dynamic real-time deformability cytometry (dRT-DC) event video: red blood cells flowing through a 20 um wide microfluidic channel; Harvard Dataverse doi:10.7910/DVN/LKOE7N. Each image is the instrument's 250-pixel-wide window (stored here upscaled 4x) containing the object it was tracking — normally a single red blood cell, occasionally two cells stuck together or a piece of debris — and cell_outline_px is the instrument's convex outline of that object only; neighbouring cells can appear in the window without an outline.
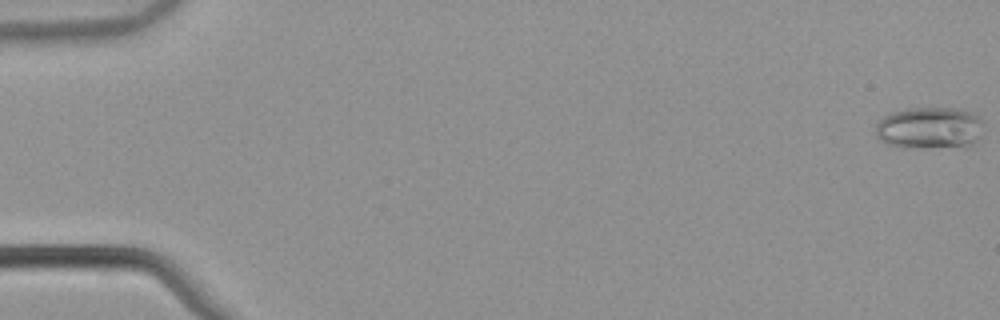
{"species": "common noctule bat (a hibernating species)", "species_latin": "Nyctalus noctula", "temperature_condition": "warm", "stored_images_in_passage": 54, "camera_frame_rate_fps": 3000, "um_per_image_px": 0.085, "animal": {"sex": "male", "body_mass_g": 21.5, "forearm_length_mm": 52.0}, "frame": {"image": 1, "passage_image": 1, "time_ms": 0.0, "image_size_px": [1000, 320], "cell_outline_px": [[984, 124], [980, 136], [972, 144], [964, 148], [904, 148], [884, 144], [876, 136], [876, 124], [884, 116], [908, 108], [960, 108], [972, 112], [984, 120]], "centroid_in_image_um": [79.06, 10.91], "position_along_channel_um": 5.9, "area_um2": 27.11}}
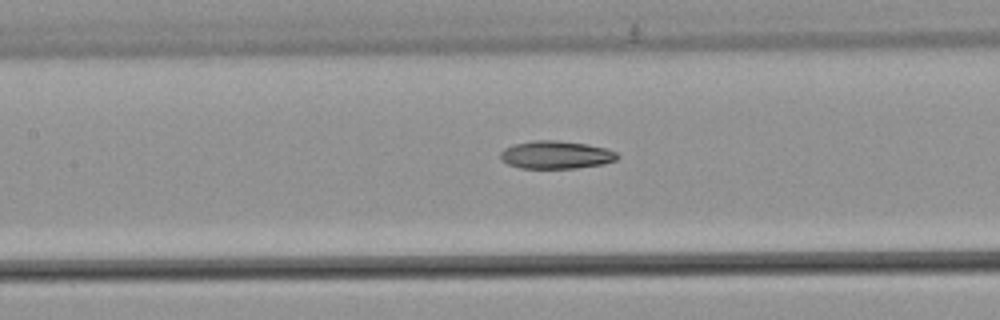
{"frame": {"image": 2, "passage_image": 26, "time_ms": 8.333, "image_size_px": [1000, 320], "cell_outline_px": [[620, 156], [616, 160], [604, 164], [576, 168], [520, 168], [508, 164], [500, 160], [500, 152], [504, 148], [512, 144], [532, 140], [556, 140], [588, 144], [608, 148], [616, 152]], "centroid_in_image_um": [47.26, 13.15], "position_along_channel_um": 160.1, "area_um2": 19.31}}
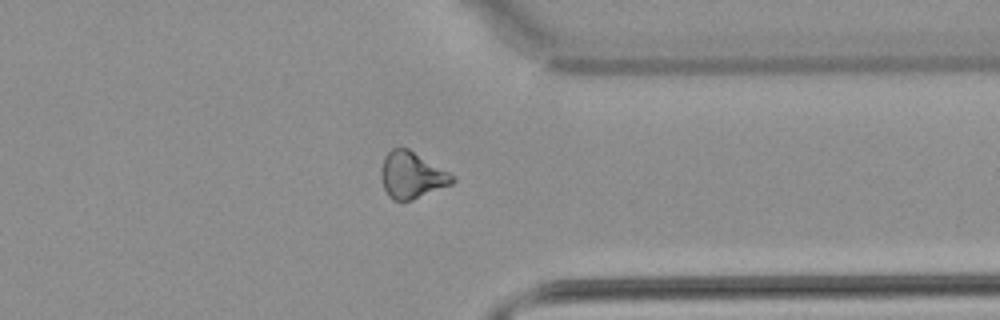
{"frame": {"image": 3, "passage_image": 43, "time_ms": 14.0, "image_size_px": [1000, 320], "cell_outline_px": [[456, 180], [452, 184], [412, 200], [392, 200], [388, 196], [384, 188], [380, 176], [380, 172], [384, 156], [392, 148], [408, 148], [456, 176]], "centroid_in_image_um": [35.0, 14.89], "position_along_channel_um": 376.4, "area_um2": 19.36}, "authors_computed_cell_mechanics": {"area_um2": 19.6231, "velocity_mm_per_s": 3.8797, "shape_relaxation_time_tau1_ms": null, "shape_relaxation_time_tau2_ms": 7.9942, "deformation_change_tau1": null, "deformation_change_tau2": 0.1877}}